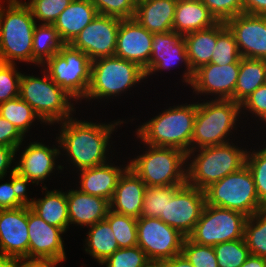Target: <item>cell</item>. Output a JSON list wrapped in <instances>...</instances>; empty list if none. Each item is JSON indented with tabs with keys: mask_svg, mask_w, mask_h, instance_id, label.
<instances>
[{
	"mask_svg": "<svg viewBox=\"0 0 266 267\" xmlns=\"http://www.w3.org/2000/svg\"><path fill=\"white\" fill-rule=\"evenodd\" d=\"M241 114V104L233 100L210 99L197 102L191 150L234 140L230 138L234 129L237 130L236 123L240 121Z\"/></svg>",
	"mask_w": 266,
	"mask_h": 267,
	"instance_id": "6",
	"label": "cell"
},
{
	"mask_svg": "<svg viewBox=\"0 0 266 267\" xmlns=\"http://www.w3.org/2000/svg\"><path fill=\"white\" fill-rule=\"evenodd\" d=\"M177 0H137L134 19L152 34L172 31Z\"/></svg>",
	"mask_w": 266,
	"mask_h": 267,
	"instance_id": "25",
	"label": "cell"
},
{
	"mask_svg": "<svg viewBox=\"0 0 266 267\" xmlns=\"http://www.w3.org/2000/svg\"><path fill=\"white\" fill-rule=\"evenodd\" d=\"M184 63L182 82L190 85L194 72L192 71L186 52V44L181 34L175 31L153 34L152 50L148 65L143 69L146 75H154L159 71L170 70L171 67Z\"/></svg>",
	"mask_w": 266,
	"mask_h": 267,
	"instance_id": "16",
	"label": "cell"
},
{
	"mask_svg": "<svg viewBox=\"0 0 266 267\" xmlns=\"http://www.w3.org/2000/svg\"><path fill=\"white\" fill-rule=\"evenodd\" d=\"M105 220L109 223L119 248L137 246V218L109 210Z\"/></svg>",
	"mask_w": 266,
	"mask_h": 267,
	"instance_id": "38",
	"label": "cell"
},
{
	"mask_svg": "<svg viewBox=\"0 0 266 267\" xmlns=\"http://www.w3.org/2000/svg\"><path fill=\"white\" fill-rule=\"evenodd\" d=\"M98 14L120 19L134 17L137 0H90Z\"/></svg>",
	"mask_w": 266,
	"mask_h": 267,
	"instance_id": "45",
	"label": "cell"
},
{
	"mask_svg": "<svg viewBox=\"0 0 266 267\" xmlns=\"http://www.w3.org/2000/svg\"><path fill=\"white\" fill-rule=\"evenodd\" d=\"M246 154V148L238 147L232 141L191 150L187 153L186 183L205 190L211 184L242 168Z\"/></svg>",
	"mask_w": 266,
	"mask_h": 267,
	"instance_id": "4",
	"label": "cell"
},
{
	"mask_svg": "<svg viewBox=\"0 0 266 267\" xmlns=\"http://www.w3.org/2000/svg\"><path fill=\"white\" fill-rule=\"evenodd\" d=\"M72 0H28L24 3L29 7L32 16L39 24H54L60 13ZM38 20V21H37Z\"/></svg>",
	"mask_w": 266,
	"mask_h": 267,
	"instance_id": "41",
	"label": "cell"
},
{
	"mask_svg": "<svg viewBox=\"0 0 266 267\" xmlns=\"http://www.w3.org/2000/svg\"><path fill=\"white\" fill-rule=\"evenodd\" d=\"M46 184L42 188L45 190L43 198H35L30 209L49 225L61 228L65 233L70 228L68 216L67 192L63 190H47Z\"/></svg>",
	"mask_w": 266,
	"mask_h": 267,
	"instance_id": "28",
	"label": "cell"
},
{
	"mask_svg": "<svg viewBox=\"0 0 266 267\" xmlns=\"http://www.w3.org/2000/svg\"><path fill=\"white\" fill-rule=\"evenodd\" d=\"M146 151L129 160V167L148 186H172L186 183L187 153L173 147L144 144Z\"/></svg>",
	"mask_w": 266,
	"mask_h": 267,
	"instance_id": "7",
	"label": "cell"
},
{
	"mask_svg": "<svg viewBox=\"0 0 266 267\" xmlns=\"http://www.w3.org/2000/svg\"><path fill=\"white\" fill-rule=\"evenodd\" d=\"M245 112H244V111ZM249 112L266 125V84L258 87L241 103V113Z\"/></svg>",
	"mask_w": 266,
	"mask_h": 267,
	"instance_id": "47",
	"label": "cell"
},
{
	"mask_svg": "<svg viewBox=\"0 0 266 267\" xmlns=\"http://www.w3.org/2000/svg\"><path fill=\"white\" fill-rule=\"evenodd\" d=\"M25 138L12 123L0 116V145L15 148L17 155Z\"/></svg>",
	"mask_w": 266,
	"mask_h": 267,
	"instance_id": "48",
	"label": "cell"
},
{
	"mask_svg": "<svg viewBox=\"0 0 266 267\" xmlns=\"http://www.w3.org/2000/svg\"><path fill=\"white\" fill-rule=\"evenodd\" d=\"M56 142L57 147H50L42 142L30 141L22 150L19 161L15 162V171L36 185L44 183L56 169L62 172L64 167L61 164L56 165L62 153L57 136Z\"/></svg>",
	"mask_w": 266,
	"mask_h": 267,
	"instance_id": "19",
	"label": "cell"
},
{
	"mask_svg": "<svg viewBox=\"0 0 266 267\" xmlns=\"http://www.w3.org/2000/svg\"><path fill=\"white\" fill-rule=\"evenodd\" d=\"M242 57L266 60V15L241 13L225 22Z\"/></svg>",
	"mask_w": 266,
	"mask_h": 267,
	"instance_id": "18",
	"label": "cell"
},
{
	"mask_svg": "<svg viewBox=\"0 0 266 267\" xmlns=\"http://www.w3.org/2000/svg\"><path fill=\"white\" fill-rule=\"evenodd\" d=\"M28 206L0 210V246L13 261H28Z\"/></svg>",
	"mask_w": 266,
	"mask_h": 267,
	"instance_id": "20",
	"label": "cell"
},
{
	"mask_svg": "<svg viewBox=\"0 0 266 267\" xmlns=\"http://www.w3.org/2000/svg\"><path fill=\"white\" fill-rule=\"evenodd\" d=\"M218 22H226L244 13L243 0H200Z\"/></svg>",
	"mask_w": 266,
	"mask_h": 267,
	"instance_id": "46",
	"label": "cell"
},
{
	"mask_svg": "<svg viewBox=\"0 0 266 267\" xmlns=\"http://www.w3.org/2000/svg\"><path fill=\"white\" fill-rule=\"evenodd\" d=\"M122 166L108 161L99 166L79 170L80 182L78 181V183H80V186L76 188L82 193L102 197L110 202L113 198L118 180L129 167V163L127 162V165Z\"/></svg>",
	"mask_w": 266,
	"mask_h": 267,
	"instance_id": "22",
	"label": "cell"
},
{
	"mask_svg": "<svg viewBox=\"0 0 266 267\" xmlns=\"http://www.w3.org/2000/svg\"><path fill=\"white\" fill-rule=\"evenodd\" d=\"M182 185L148 186L146 185L141 216L159 218L165 212L167 199H171L175 191Z\"/></svg>",
	"mask_w": 266,
	"mask_h": 267,
	"instance_id": "37",
	"label": "cell"
},
{
	"mask_svg": "<svg viewBox=\"0 0 266 267\" xmlns=\"http://www.w3.org/2000/svg\"><path fill=\"white\" fill-rule=\"evenodd\" d=\"M148 267H165L163 263H151Z\"/></svg>",
	"mask_w": 266,
	"mask_h": 267,
	"instance_id": "55",
	"label": "cell"
},
{
	"mask_svg": "<svg viewBox=\"0 0 266 267\" xmlns=\"http://www.w3.org/2000/svg\"><path fill=\"white\" fill-rule=\"evenodd\" d=\"M264 84H266L265 60L242 57L234 96L230 100L241 104Z\"/></svg>",
	"mask_w": 266,
	"mask_h": 267,
	"instance_id": "30",
	"label": "cell"
},
{
	"mask_svg": "<svg viewBox=\"0 0 266 267\" xmlns=\"http://www.w3.org/2000/svg\"><path fill=\"white\" fill-rule=\"evenodd\" d=\"M9 179L0 184V210L30 206L35 198H28L27 186L33 183L17 171L10 173ZM1 180L3 181V178H0Z\"/></svg>",
	"mask_w": 266,
	"mask_h": 267,
	"instance_id": "33",
	"label": "cell"
},
{
	"mask_svg": "<svg viewBox=\"0 0 266 267\" xmlns=\"http://www.w3.org/2000/svg\"><path fill=\"white\" fill-rule=\"evenodd\" d=\"M14 261L5 254L0 255V267H12Z\"/></svg>",
	"mask_w": 266,
	"mask_h": 267,
	"instance_id": "54",
	"label": "cell"
},
{
	"mask_svg": "<svg viewBox=\"0 0 266 267\" xmlns=\"http://www.w3.org/2000/svg\"><path fill=\"white\" fill-rule=\"evenodd\" d=\"M41 72L42 77L22 74L19 97L34 109L46 126L73 117L76 112L73 101L76 100L56 85L44 69Z\"/></svg>",
	"mask_w": 266,
	"mask_h": 267,
	"instance_id": "5",
	"label": "cell"
},
{
	"mask_svg": "<svg viewBox=\"0 0 266 267\" xmlns=\"http://www.w3.org/2000/svg\"><path fill=\"white\" fill-rule=\"evenodd\" d=\"M91 65L88 55L70 44H64L41 69L77 103L78 100H84L87 94L91 81Z\"/></svg>",
	"mask_w": 266,
	"mask_h": 267,
	"instance_id": "10",
	"label": "cell"
},
{
	"mask_svg": "<svg viewBox=\"0 0 266 267\" xmlns=\"http://www.w3.org/2000/svg\"><path fill=\"white\" fill-rule=\"evenodd\" d=\"M28 261L51 262L60 264L66 261L64 240L65 232L49 225L28 206Z\"/></svg>",
	"mask_w": 266,
	"mask_h": 267,
	"instance_id": "14",
	"label": "cell"
},
{
	"mask_svg": "<svg viewBox=\"0 0 266 267\" xmlns=\"http://www.w3.org/2000/svg\"><path fill=\"white\" fill-rule=\"evenodd\" d=\"M120 18L97 14L70 45L88 55L91 61L112 57L116 51Z\"/></svg>",
	"mask_w": 266,
	"mask_h": 267,
	"instance_id": "15",
	"label": "cell"
},
{
	"mask_svg": "<svg viewBox=\"0 0 266 267\" xmlns=\"http://www.w3.org/2000/svg\"><path fill=\"white\" fill-rule=\"evenodd\" d=\"M239 68L240 63L203 65L194 71L190 87L196 95H211L214 100H230L234 96Z\"/></svg>",
	"mask_w": 266,
	"mask_h": 267,
	"instance_id": "17",
	"label": "cell"
},
{
	"mask_svg": "<svg viewBox=\"0 0 266 267\" xmlns=\"http://www.w3.org/2000/svg\"><path fill=\"white\" fill-rule=\"evenodd\" d=\"M197 103L170 106L149 121L140 124L136 135L143 144L173 147L188 153L194 130Z\"/></svg>",
	"mask_w": 266,
	"mask_h": 267,
	"instance_id": "2",
	"label": "cell"
},
{
	"mask_svg": "<svg viewBox=\"0 0 266 267\" xmlns=\"http://www.w3.org/2000/svg\"><path fill=\"white\" fill-rule=\"evenodd\" d=\"M182 253L193 267H219L213 246L199 245L185 237Z\"/></svg>",
	"mask_w": 266,
	"mask_h": 267,
	"instance_id": "43",
	"label": "cell"
},
{
	"mask_svg": "<svg viewBox=\"0 0 266 267\" xmlns=\"http://www.w3.org/2000/svg\"><path fill=\"white\" fill-rule=\"evenodd\" d=\"M163 265L165 267H193L183 253L177 254L174 257L164 261Z\"/></svg>",
	"mask_w": 266,
	"mask_h": 267,
	"instance_id": "51",
	"label": "cell"
},
{
	"mask_svg": "<svg viewBox=\"0 0 266 267\" xmlns=\"http://www.w3.org/2000/svg\"><path fill=\"white\" fill-rule=\"evenodd\" d=\"M2 1V0H1ZM0 1V62L33 64V33L37 24L22 0Z\"/></svg>",
	"mask_w": 266,
	"mask_h": 267,
	"instance_id": "3",
	"label": "cell"
},
{
	"mask_svg": "<svg viewBox=\"0 0 266 267\" xmlns=\"http://www.w3.org/2000/svg\"><path fill=\"white\" fill-rule=\"evenodd\" d=\"M218 21L200 0H177L173 31L182 36L213 27Z\"/></svg>",
	"mask_w": 266,
	"mask_h": 267,
	"instance_id": "27",
	"label": "cell"
},
{
	"mask_svg": "<svg viewBox=\"0 0 266 267\" xmlns=\"http://www.w3.org/2000/svg\"><path fill=\"white\" fill-rule=\"evenodd\" d=\"M152 262L145 252L137 245L134 247L119 248L101 266L106 267H148Z\"/></svg>",
	"mask_w": 266,
	"mask_h": 267,
	"instance_id": "42",
	"label": "cell"
},
{
	"mask_svg": "<svg viewBox=\"0 0 266 267\" xmlns=\"http://www.w3.org/2000/svg\"><path fill=\"white\" fill-rule=\"evenodd\" d=\"M245 214L205 203L200 218L188 238L196 244L214 246L244 239Z\"/></svg>",
	"mask_w": 266,
	"mask_h": 267,
	"instance_id": "11",
	"label": "cell"
},
{
	"mask_svg": "<svg viewBox=\"0 0 266 267\" xmlns=\"http://www.w3.org/2000/svg\"><path fill=\"white\" fill-rule=\"evenodd\" d=\"M0 116L12 123L24 137L36 119L44 124L34 109L19 96L0 104Z\"/></svg>",
	"mask_w": 266,
	"mask_h": 267,
	"instance_id": "34",
	"label": "cell"
},
{
	"mask_svg": "<svg viewBox=\"0 0 266 267\" xmlns=\"http://www.w3.org/2000/svg\"><path fill=\"white\" fill-rule=\"evenodd\" d=\"M64 43L53 24H36L33 33V64L42 66Z\"/></svg>",
	"mask_w": 266,
	"mask_h": 267,
	"instance_id": "32",
	"label": "cell"
},
{
	"mask_svg": "<svg viewBox=\"0 0 266 267\" xmlns=\"http://www.w3.org/2000/svg\"><path fill=\"white\" fill-rule=\"evenodd\" d=\"M244 241L251 255L266 258V208L247 218Z\"/></svg>",
	"mask_w": 266,
	"mask_h": 267,
	"instance_id": "35",
	"label": "cell"
},
{
	"mask_svg": "<svg viewBox=\"0 0 266 267\" xmlns=\"http://www.w3.org/2000/svg\"><path fill=\"white\" fill-rule=\"evenodd\" d=\"M205 192L187 183L167 199L165 212L159 217L164 223L188 237L194 230L204 208Z\"/></svg>",
	"mask_w": 266,
	"mask_h": 267,
	"instance_id": "13",
	"label": "cell"
},
{
	"mask_svg": "<svg viewBox=\"0 0 266 267\" xmlns=\"http://www.w3.org/2000/svg\"><path fill=\"white\" fill-rule=\"evenodd\" d=\"M240 267H266V258L250 255Z\"/></svg>",
	"mask_w": 266,
	"mask_h": 267,
	"instance_id": "53",
	"label": "cell"
},
{
	"mask_svg": "<svg viewBox=\"0 0 266 267\" xmlns=\"http://www.w3.org/2000/svg\"><path fill=\"white\" fill-rule=\"evenodd\" d=\"M146 184L128 167L120 176L112 200L110 210L115 213L139 218Z\"/></svg>",
	"mask_w": 266,
	"mask_h": 267,
	"instance_id": "23",
	"label": "cell"
},
{
	"mask_svg": "<svg viewBox=\"0 0 266 267\" xmlns=\"http://www.w3.org/2000/svg\"><path fill=\"white\" fill-rule=\"evenodd\" d=\"M242 58L233 33L226 26L225 22L217 23V43L214 49L211 62L220 66L240 63Z\"/></svg>",
	"mask_w": 266,
	"mask_h": 267,
	"instance_id": "36",
	"label": "cell"
},
{
	"mask_svg": "<svg viewBox=\"0 0 266 267\" xmlns=\"http://www.w3.org/2000/svg\"><path fill=\"white\" fill-rule=\"evenodd\" d=\"M153 34L134 18L121 19L114 56L137 63L144 69L150 60Z\"/></svg>",
	"mask_w": 266,
	"mask_h": 267,
	"instance_id": "21",
	"label": "cell"
},
{
	"mask_svg": "<svg viewBox=\"0 0 266 267\" xmlns=\"http://www.w3.org/2000/svg\"><path fill=\"white\" fill-rule=\"evenodd\" d=\"M146 80L144 70L135 62L116 56L92 61L91 81L86 101L118 97L133 86Z\"/></svg>",
	"mask_w": 266,
	"mask_h": 267,
	"instance_id": "8",
	"label": "cell"
},
{
	"mask_svg": "<svg viewBox=\"0 0 266 267\" xmlns=\"http://www.w3.org/2000/svg\"><path fill=\"white\" fill-rule=\"evenodd\" d=\"M188 61L194 72L209 64L217 43V24L205 30H198L183 36Z\"/></svg>",
	"mask_w": 266,
	"mask_h": 267,
	"instance_id": "29",
	"label": "cell"
},
{
	"mask_svg": "<svg viewBox=\"0 0 266 267\" xmlns=\"http://www.w3.org/2000/svg\"><path fill=\"white\" fill-rule=\"evenodd\" d=\"M58 264L38 261H14L12 267H56Z\"/></svg>",
	"mask_w": 266,
	"mask_h": 267,
	"instance_id": "52",
	"label": "cell"
},
{
	"mask_svg": "<svg viewBox=\"0 0 266 267\" xmlns=\"http://www.w3.org/2000/svg\"><path fill=\"white\" fill-rule=\"evenodd\" d=\"M69 223L90 227L104 220L110 210V202L102 197L80 192L78 189L67 190Z\"/></svg>",
	"mask_w": 266,
	"mask_h": 267,
	"instance_id": "24",
	"label": "cell"
},
{
	"mask_svg": "<svg viewBox=\"0 0 266 267\" xmlns=\"http://www.w3.org/2000/svg\"><path fill=\"white\" fill-rule=\"evenodd\" d=\"M97 14L90 0H72L60 13L53 26L57 29L61 41L70 44Z\"/></svg>",
	"mask_w": 266,
	"mask_h": 267,
	"instance_id": "26",
	"label": "cell"
},
{
	"mask_svg": "<svg viewBox=\"0 0 266 267\" xmlns=\"http://www.w3.org/2000/svg\"><path fill=\"white\" fill-rule=\"evenodd\" d=\"M87 237L84 239L85 253L101 264L119 249L114 233L109 223L104 219L88 227Z\"/></svg>",
	"mask_w": 266,
	"mask_h": 267,
	"instance_id": "31",
	"label": "cell"
},
{
	"mask_svg": "<svg viewBox=\"0 0 266 267\" xmlns=\"http://www.w3.org/2000/svg\"><path fill=\"white\" fill-rule=\"evenodd\" d=\"M204 192L206 204L239 211L248 217L265 209L259 201L253 176L246 164L211 184Z\"/></svg>",
	"mask_w": 266,
	"mask_h": 267,
	"instance_id": "9",
	"label": "cell"
},
{
	"mask_svg": "<svg viewBox=\"0 0 266 267\" xmlns=\"http://www.w3.org/2000/svg\"><path fill=\"white\" fill-rule=\"evenodd\" d=\"M219 267H240L251 255L244 239L214 245Z\"/></svg>",
	"mask_w": 266,
	"mask_h": 267,
	"instance_id": "39",
	"label": "cell"
},
{
	"mask_svg": "<svg viewBox=\"0 0 266 267\" xmlns=\"http://www.w3.org/2000/svg\"><path fill=\"white\" fill-rule=\"evenodd\" d=\"M244 13L266 15V0H243Z\"/></svg>",
	"mask_w": 266,
	"mask_h": 267,
	"instance_id": "50",
	"label": "cell"
},
{
	"mask_svg": "<svg viewBox=\"0 0 266 267\" xmlns=\"http://www.w3.org/2000/svg\"><path fill=\"white\" fill-rule=\"evenodd\" d=\"M184 239V235L160 218H137V245L152 263H163L182 253Z\"/></svg>",
	"mask_w": 266,
	"mask_h": 267,
	"instance_id": "12",
	"label": "cell"
},
{
	"mask_svg": "<svg viewBox=\"0 0 266 267\" xmlns=\"http://www.w3.org/2000/svg\"><path fill=\"white\" fill-rule=\"evenodd\" d=\"M15 159H16V149L15 148L0 145V178L5 179L7 172L12 173L15 171L14 166H12V169L10 171H7L10 169V166H11L12 162L15 161Z\"/></svg>",
	"mask_w": 266,
	"mask_h": 267,
	"instance_id": "49",
	"label": "cell"
},
{
	"mask_svg": "<svg viewBox=\"0 0 266 267\" xmlns=\"http://www.w3.org/2000/svg\"><path fill=\"white\" fill-rule=\"evenodd\" d=\"M3 254V252H2V249H1V246H0V255H2Z\"/></svg>",
	"mask_w": 266,
	"mask_h": 267,
	"instance_id": "56",
	"label": "cell"
},
{
	"mask_svg": "<svg viewBox=\"0 0 266 267\" xmlns=\"http://www.w3.org/2000/svg\"><path fill=\"white\" fill-rule=\"evenodd\" d=\"M74 118L57 123L60 124V134H57L60 151L65 153L60 155H67L70 160L68 164H72L74 170L77 168L76 172L107 163L111 134L125 122L119 119L109 123H93Z\"/></svg>",
	"mask_w": 266,
	"mask_h": 267,
	"instance_id": "1",
	"label": "cell"
},
{
	"mask_svg": "<svg viewBox=\"0 0 266 267\" xmlns=\"http://www.w3.org/2000/svg\"><path fill=\"white\" fill-rule=\"evenodd\" d=\"M21 76L16 63L0 62V104L19 96Z\"/></svg>",
	"mask_w": 266,
	"mask_h": 267,
	"instance_id": "44",
	"label": "cell"
},
{
	"mask_svg": "<svg viewBox=\"0 0 266 267\" xmlns=\"http://www.w3.org/2000/svg\"><path fill=\"white\" fill-rule=\"evenodd\" d=\"M247 151L245 164L250 170L260 203L266 208V144L259 150Z\"/></svg>",
	"mask_w": 266,
	"mask_h": 267,
	"instance_id": "40",
	"label": "cell"
}]
</instances>
